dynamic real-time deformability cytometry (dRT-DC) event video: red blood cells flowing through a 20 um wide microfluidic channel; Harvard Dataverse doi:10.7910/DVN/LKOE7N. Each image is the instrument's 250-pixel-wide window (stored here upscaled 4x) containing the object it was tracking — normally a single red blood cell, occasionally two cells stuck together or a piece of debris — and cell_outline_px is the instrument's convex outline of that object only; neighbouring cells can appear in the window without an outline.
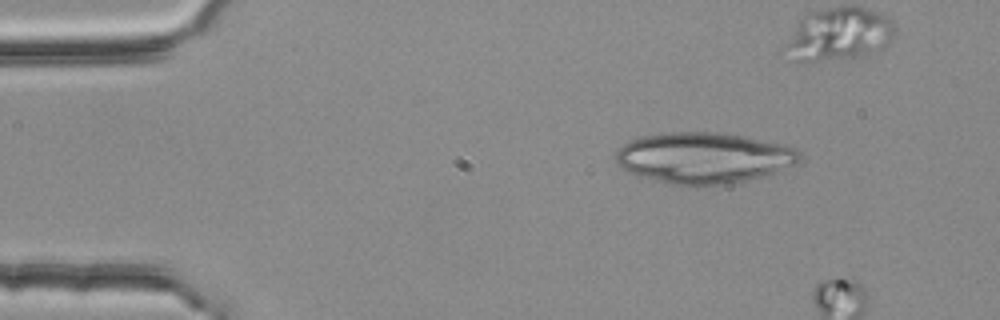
{"species": "common noctule bat (a hibernating species)", "species_latin": "Nyctalus noctula", "temperature_condition": "room temperature", "stored_images_in_passage": 2, "camera_frame_rate_fps": 3000, "um_per_image_px": 0.085, "animal": {"sex": "female", "body_mass_g": 25.1}, "frame": {"image": 1, "passage_image": 2, "time_ms": 0.333, "image_size_px": [1000, 320], "cell_outline_px": [[800, 160], [796, 164], [772, 172], [744, 180], [724, 184], [696, 188], [672, 184], [640, 176], [628, 172], [620, 168], [616, 160], [616, 152], [624, 144], [632, 140], [644, 136], [672, 132], [708, 132], [740, 136], [788, 144], [796, 148], [800, 152]], "centroid_in_image_um": [59.81, 13.43], "position_along_channel_um": 25.2, "area_um2": 54.39}}